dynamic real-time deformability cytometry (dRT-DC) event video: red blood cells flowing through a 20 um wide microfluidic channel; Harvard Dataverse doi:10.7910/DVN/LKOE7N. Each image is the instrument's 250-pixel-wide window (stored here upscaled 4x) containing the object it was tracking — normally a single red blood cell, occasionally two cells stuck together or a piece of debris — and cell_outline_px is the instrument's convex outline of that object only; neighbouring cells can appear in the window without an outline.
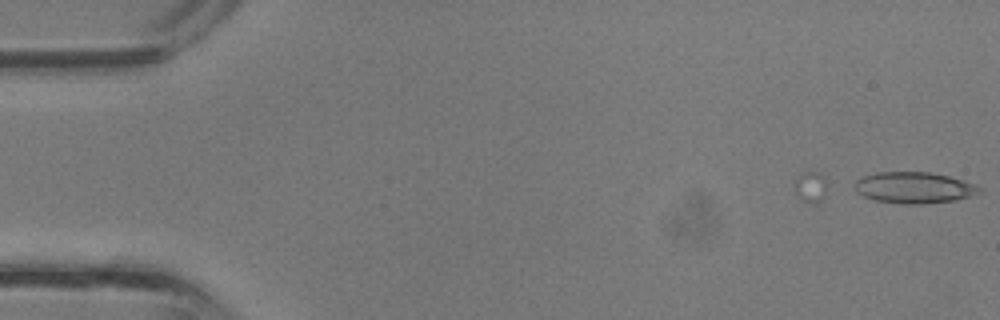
{"species": "common noctule bat (a hibernating species)", "species_latin": "Nyctalus noctula", "temperature_condition": "room temperature", "stored_images_in_passage": 3, "camera_frame_rate_fps": 3000, "um_per_image_px": 0.085, "animal": {"sex": "male", "body_mass_g": 13.3}, "frame": {"image": 1, "passage_image": 3, "time_ms": 0.667, "image_size_px": [1000, 320], "cell_outline_px": [[984, 188], [980, 192], [972, 196], [956, 200], [924, 204], [900, 204], [876, 200], [864, 196], [856, 192], [856, 180], [864, 176], [876, 172], [928, 172], [948, 176], [976, 184]], "centroid_in_image_um": [77.74, 15.96], "position_along_channel_um": 7.3, "area_um2": 22.77}}